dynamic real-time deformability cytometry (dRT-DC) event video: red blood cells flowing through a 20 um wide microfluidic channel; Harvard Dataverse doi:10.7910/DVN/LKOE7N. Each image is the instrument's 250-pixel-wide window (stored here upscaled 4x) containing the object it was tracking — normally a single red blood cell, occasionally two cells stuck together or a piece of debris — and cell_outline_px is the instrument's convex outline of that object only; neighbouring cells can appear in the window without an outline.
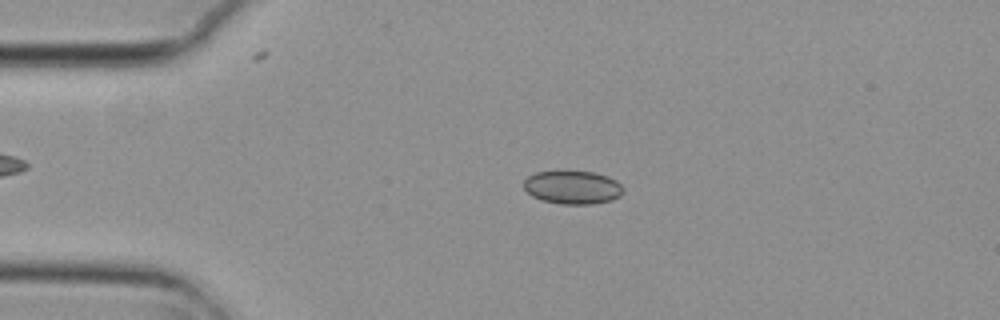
{"species": "common noctule bat (a hibernating species)", "species_latin": "Nyctalus noctula", "temperature_condition": "cold", "stored_images_in_passage": 4, "camera_frame_rate_fps": 3000, "um_per_image_px": 0.085, "animal": {"sex": "female", "body_mass_g": 29.2, "forearm_length_mm": 56.3}, "frame": {"image": 1, "passage_image": 3, "time_ms": 0.667, "image_size_px": [1000, 320], "cell_outline_px": [[624, 192], [620, 196], [612, 200], [592, 204], [560, 204], [540, 200], [532, 196], [524, 188], [524, 180], [528, 176], [536, 172], [560, 168], [564, 168], [592, 172], [608, 176], [616, 180], [624, 188]], "centroid_in_image_um": [48.65, 15.88], "position_along_channel_um": 36.3, "area_um2": 20.17}}